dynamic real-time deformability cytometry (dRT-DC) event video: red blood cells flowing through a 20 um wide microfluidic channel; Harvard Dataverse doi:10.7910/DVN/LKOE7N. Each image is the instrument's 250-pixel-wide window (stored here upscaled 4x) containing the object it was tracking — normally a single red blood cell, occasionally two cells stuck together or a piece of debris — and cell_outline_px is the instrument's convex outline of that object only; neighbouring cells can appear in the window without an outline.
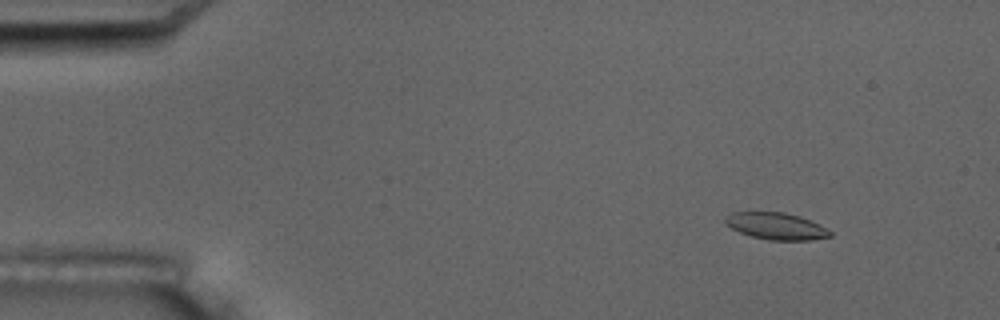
{"species": "common noctule bat (a hibernating species)", "species_latin": "Nyctalus noctula", "temperature_condition": "room temperature", "stored_images_in_passage": 5, "camera_frame_rate_fps": 3000, "um_per_image_px": 0.085, "animal": {"sex": "male", "body_mass_g": 17.5, "forearm_length_mm": 52.3}, "frame": {"image": 1, "passage_image": 1, "time_ms": 0.0, "image_size_px": [1000, 320], "cell_outline_px": [[832, 236], [808, 240], [768, 240], [752, 236], [740, 232], [724, 224], [724, 216], [732, 212], [784, 212], [800, 216], [820, 224], [832, 232]], "centroid_in_image_um": [65.96, 19.21], "position_along_channel_um": 19.0, "area_um2": 16.47}}
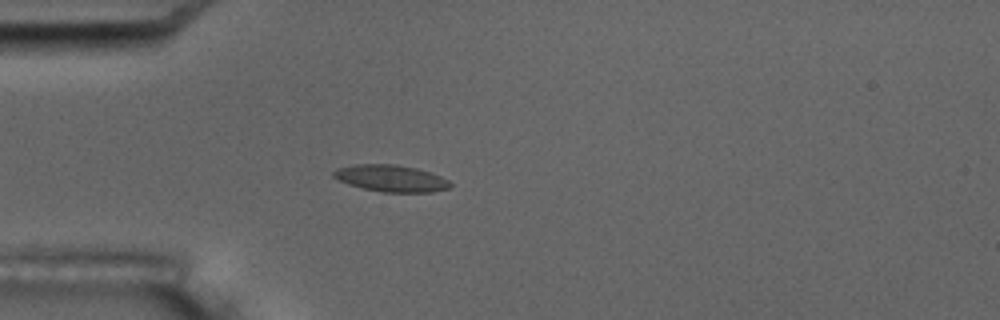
{"frame": {"image": 2, "passage_image": 4, "time_ms": 3.333, "image_size_px": [1000, 320], "cell_outline_px": [[452, 184], [448, 188], [432, 192], [384, 192], [364, 188], [348, 184], [332, 176], [332, 172], [336, 168], [352, 164], [396, 164], [416, 168], [440, 176], [448, 180]], "centroid_in_image_um": [33.2, 15.15], "position_along_channel_um": 51.8, "area_um2": 18.09}}